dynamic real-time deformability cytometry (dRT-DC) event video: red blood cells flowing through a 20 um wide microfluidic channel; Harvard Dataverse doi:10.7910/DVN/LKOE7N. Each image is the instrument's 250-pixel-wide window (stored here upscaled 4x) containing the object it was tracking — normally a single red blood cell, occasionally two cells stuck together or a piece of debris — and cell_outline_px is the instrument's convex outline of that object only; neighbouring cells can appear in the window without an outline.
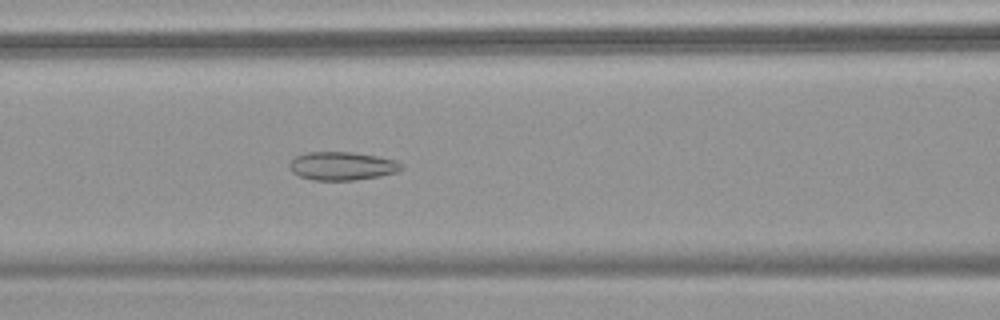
{"species": "common noctule bat (a hibernating species)", "species_latin": "Nyctalus noctula", "temperature_condition": "warm", "stored_images_in_passage": 55, "camera_frame_rate_fps": 3000, "um_per_image_px": 0.085, "animal": {"sex": "female", "body_mass_g": 18.4}, "frame": {"image": 1, "passage_image": 25, "time_ms": 8.0, "image_size_px": [1000, 320], "cell_outline_px": [[404, 168], [396, 172], [380, 176], [352, 180], [312, 180], [300, 176], [292, 172], [288, 164], [296, 156], [308, 152], [352, 152], [376, 156], [396, 160], [404, 164]], "centroid_in_image_um": [29.1, 14.11], "position_along_channel_um": 137.5, "area_um2": 18.5}}
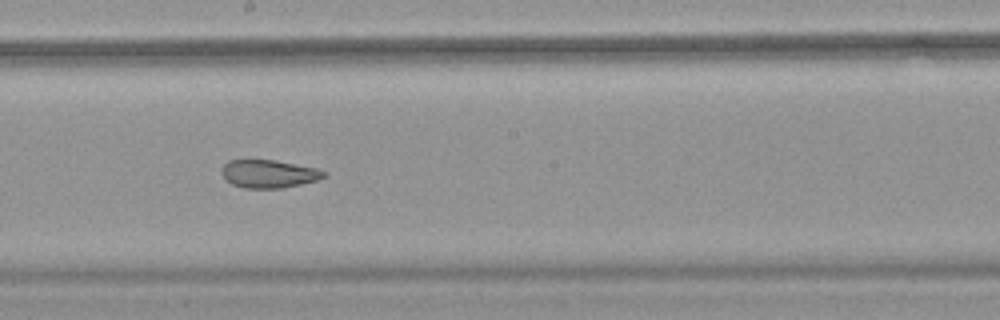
{"frame": {"image": 2, "passage_image": 32, "time_ms": 10.333, "image_size_px": [1000, 320], "cell_outline_px": [[324, 176], [316, 180], [284, 188], [244, 188], [232, 184], [220, 172], [224, 164], [228, 160], [276, 160], [316, 168], [324, 172]], "centroid_in_image_um": [22.81, 14.77], "position_along_channel_um": 225.4, "area_um2": 16.47}}
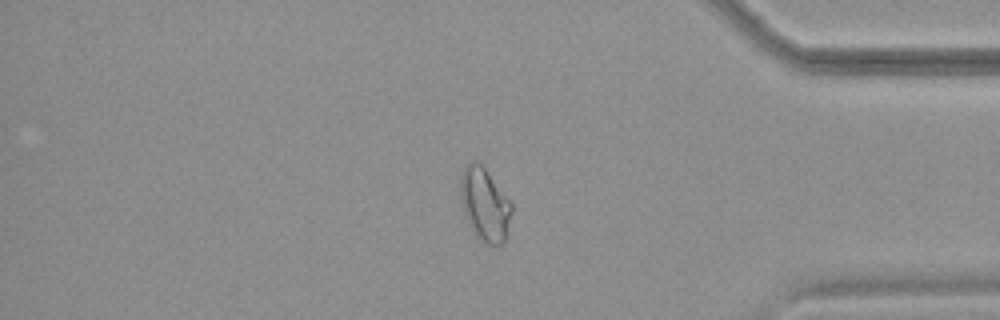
{"frame": {"image": 3, "passage_image": 47, "time_ms": 15.333, "image_size_px": [1000, 320], "cell_outline_px": [[512, 212], [508, 236], [500, 244], [488, 244], [480, 240], [472, 232], [468, 224], [464, 212], [460, 196], [460, 176], [464, 168], [472, 160], [476, 160], [484, 168], [512, 204]], "centroid_in_image_um": [41.2, 17.41], "position_along_channel_um": 394.0, "area_um2": 21.73}, "authors_computed_cell_mechanics": {"area_um2": 21.7328, "velocity_mm_per_s": 3.7822, "shape_relaxation_time_tau1_ms": null, "shape_relaxation_time_tau2_ms": 1.497, "deformation_change_tau1": null, "deformation_change_tau2": 0.0854}}